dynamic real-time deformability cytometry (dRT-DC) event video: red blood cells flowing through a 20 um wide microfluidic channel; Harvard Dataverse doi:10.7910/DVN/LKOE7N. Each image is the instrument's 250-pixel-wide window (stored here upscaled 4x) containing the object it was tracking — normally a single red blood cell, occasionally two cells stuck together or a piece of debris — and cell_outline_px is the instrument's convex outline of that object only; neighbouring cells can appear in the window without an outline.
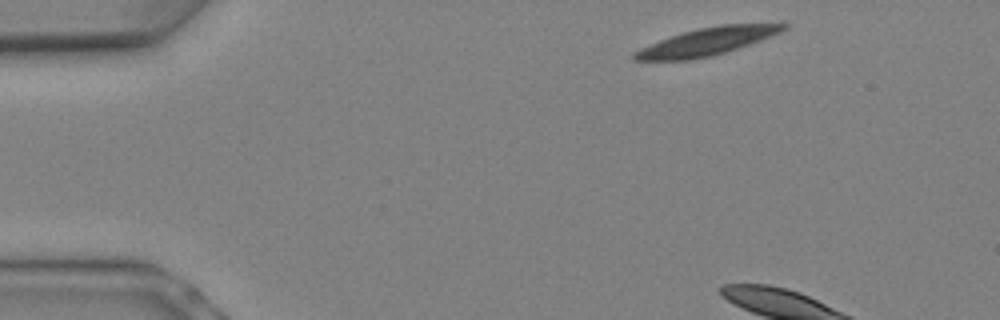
{"species": "Egyptian fruit bat (a non-hibernating species)", "species_latin": "Rousettus aegyptiacus", "temperature_condition": "warm", "stored_images_in_passage": 3, "camera_frame_rate_fps": 3000, "um_per_image_px": 0.085, "animal": {"sex": "female"}, "frame": {"image": 1, "passage_image": 1, "time_ms": 0.0, "image_size_px": [1000, 320], "cell_outline_px": [[788, 28], [772, 36], [712, 56], [692, 60], [632, 60], [632, 52], [640, 48], [660, 40], [696, 28], [720, 24], [788, 24]], "centroid_in_image_um": [60.05, 3.54], "position_along_channel_um": 24.9, "area_um2": 23.64}}